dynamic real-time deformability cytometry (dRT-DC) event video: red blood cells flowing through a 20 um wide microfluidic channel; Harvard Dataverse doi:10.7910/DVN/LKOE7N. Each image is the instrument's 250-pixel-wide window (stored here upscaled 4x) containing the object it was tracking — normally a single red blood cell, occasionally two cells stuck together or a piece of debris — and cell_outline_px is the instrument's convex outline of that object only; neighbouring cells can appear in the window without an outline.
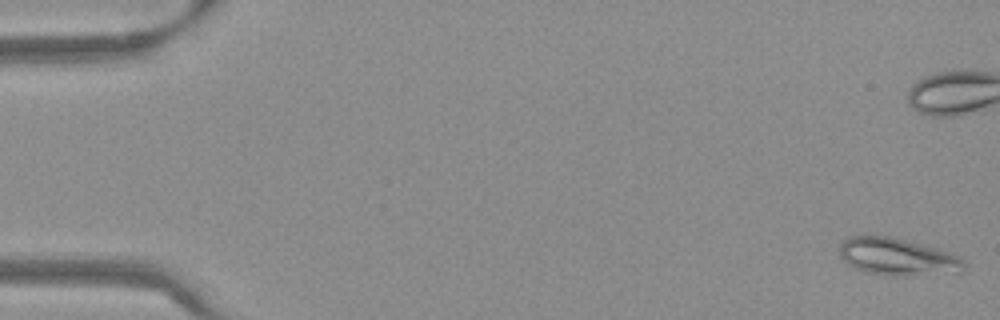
{"species": "Egyptian fruit bat (a non-hibernating species)", "species_latin": "Rousettus aegyptiacus", "temperature_condition": "warm", "stored_images_in_passage": 13, "camera_frame_rate_fps": 3000, "um_per_image_px": 0.085, "frame": {"image": 1, "passage_image": 1, "time_ms": 0.0, "image_size_px": [1000, 320], "cell_outline_px": [[968, 268], [960, 272], [864, 272], [848, 264], [840, 256], [840, 244], [848, 236], [888, 236], [936, 248], [960, 256], [964, 260]], "centroid_in_image_um": [76.26, 21.76], "position_along_channel_um": 8.7, "area_um2": 25.49}}